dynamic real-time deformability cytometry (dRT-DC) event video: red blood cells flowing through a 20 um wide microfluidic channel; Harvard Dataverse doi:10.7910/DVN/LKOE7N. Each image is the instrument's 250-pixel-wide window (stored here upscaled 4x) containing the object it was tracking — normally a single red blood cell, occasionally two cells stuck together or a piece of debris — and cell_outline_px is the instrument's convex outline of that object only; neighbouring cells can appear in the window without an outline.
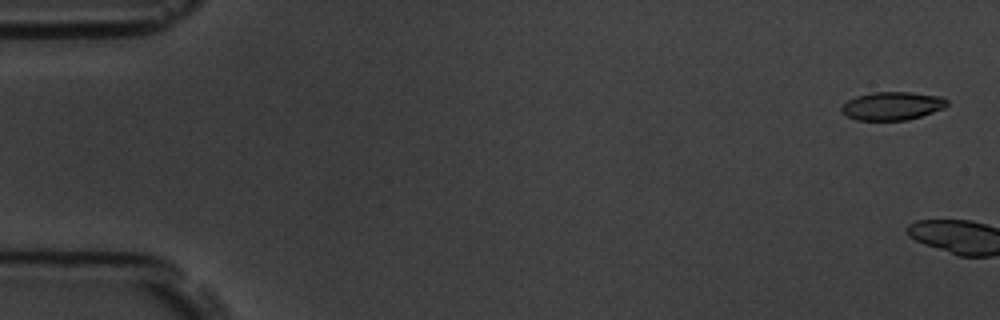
{"species": "common noctule bat (a hibernating species)", "species_latin": "Nyctalus noctula", "temperature_condition": "room temperature", "stored_images_in_passage": 2, "camera_frame_rate_fps": 3000, "um_per_image_px": 0.085, "animal": {"sex": "male", "body_mass_g": 19.5, "forearm_length_mm": 54.6}, "frame": {"image": 1, "passage_image": 1, "time_ms": 0.0, "image_size_px": [1000, 320], "cell_outline_px": [[948, 104], [944, 108], [908, 120], [856, 120], [840, 112], [840, 108], [848, 100], [856, 96], [872, 92], [912, 92], [944, 96], [948, 100]], "centroid_in_image_um": [75.85, 8.99], "position_along_channel_um": 9.1, "area_um2": 17.51}}